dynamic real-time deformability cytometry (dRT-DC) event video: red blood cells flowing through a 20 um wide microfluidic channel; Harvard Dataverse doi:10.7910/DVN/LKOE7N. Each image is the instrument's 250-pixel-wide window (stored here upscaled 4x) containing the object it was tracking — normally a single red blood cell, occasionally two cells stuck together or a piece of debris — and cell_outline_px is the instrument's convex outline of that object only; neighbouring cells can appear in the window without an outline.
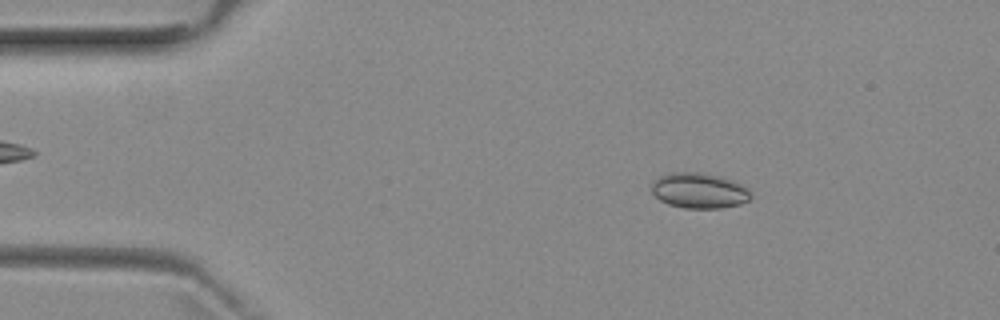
{"species": "common noctule bat (a hibernating species)", "species_latin": "Nyctalus noctula", "temperature_condition": "room temperature", "stored_images_in_passage": 4, "camera_frame_rate_fps": 3000, "um_per_image_px": 0.085, "animal": {"sex": "female", "body_mass_g": 29.2, "forearm_length_mm": 56.3}, "frame": {"image": 1, "passage_image": 2, "time_ms": 1.0, "image_size_px": [1000, 320], "cell_outline_px": [[752, 196], [748, 200], [740, 204], [720, 208], [684, 208], [668, 204], [660, 200], [652, 192], [652, 184], [660, 176], [668, 172], [696, 172], [720, 176], [744, 184], [752, 192]], "centroid_in_image_um": [59.46, 16.2], "position_along_channel_um": 25.5, "area_um2": 20.58}}